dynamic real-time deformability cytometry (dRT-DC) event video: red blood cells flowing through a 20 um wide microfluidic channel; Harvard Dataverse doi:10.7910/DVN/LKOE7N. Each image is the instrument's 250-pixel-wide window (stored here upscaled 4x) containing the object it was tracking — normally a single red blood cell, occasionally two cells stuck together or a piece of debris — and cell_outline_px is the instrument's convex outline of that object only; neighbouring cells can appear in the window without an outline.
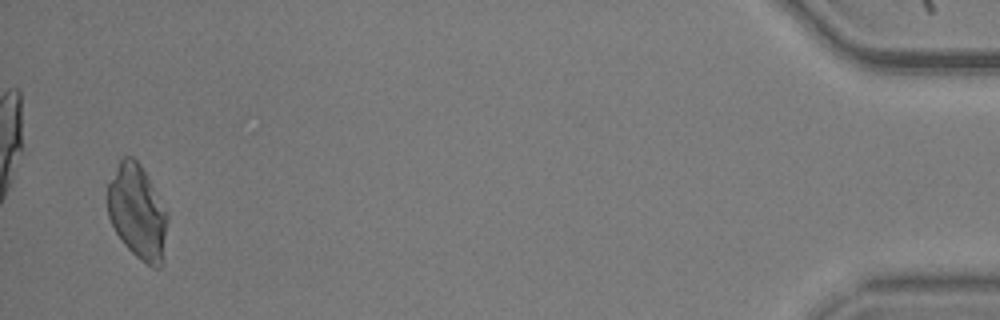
{"species": "common noctule bat (a hibernating species)", "species_latin": "Nyctalus noctula", "temperature_condition": "warm", "stored_images_in_passage": 55, "camera_frame_rate_fps": 3000, "um_per_image_px": 0.085, "animal": {"sex": "male", "body_mass_g": 20.5, "forearm_length_mm": 52.5}, "frame": {"image": 1, "passage_image": 53, "time_ms": 17.333, "image_size_px": [1000, 320], "cell_outline_px": [[168, 220], [164, 264], [160, 268], [152, 268], [140, 260], [120, 240], [108, 216], [108, 184], [120, 160], [124, 156], [132, 156], [140, 164], [168, 212]], "centroid_in_image_um": [11.72, 18.08], "position_along_channel_um": 423.5, "area_um2": 33.18}}